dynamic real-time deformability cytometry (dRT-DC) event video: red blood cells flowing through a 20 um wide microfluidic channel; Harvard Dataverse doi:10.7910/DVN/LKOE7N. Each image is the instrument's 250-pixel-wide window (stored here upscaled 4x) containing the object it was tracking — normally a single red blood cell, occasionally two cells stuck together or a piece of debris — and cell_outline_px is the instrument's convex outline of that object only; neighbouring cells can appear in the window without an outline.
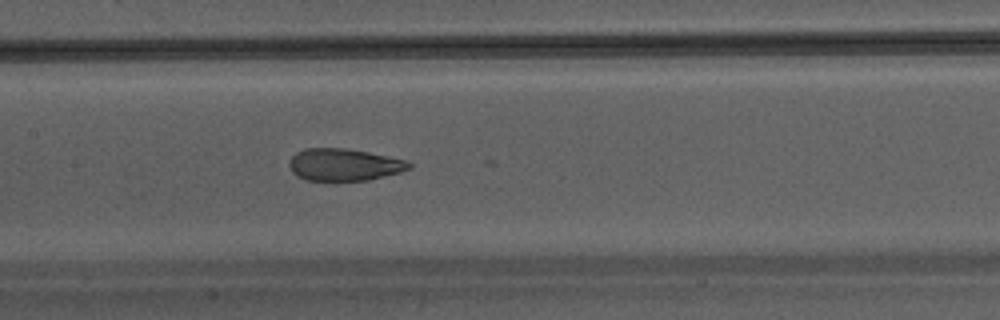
{"species": "Egyptian fruit bat (a non-hibernating species)", "species_latin": "Rousettus aegyptiacus", "temperature_condition": "warm", "stored_images_in_passage": 39, "camera_frame_rate_fps": 3000, "um_per_image_px": 0.085, "animal": {"sex": "male"}, "frame": {"image": 1, "passage_image": 23, "time_ms": 7.333, "image_size_px": [1000, 320], "cell_outline_px": [[412, 168], [400, 172], [368, 180], [304, 180], [296, 176], [292, 172], [288, 164], [292, 156], [296, 152], [304, 148], [344, 148], [368, 152], [408, 160], [412, 164]], "centroid_in_image_um": [29.24, 13.99], "position_along_channel_um": 178.2, "area_um2": 22.54}}